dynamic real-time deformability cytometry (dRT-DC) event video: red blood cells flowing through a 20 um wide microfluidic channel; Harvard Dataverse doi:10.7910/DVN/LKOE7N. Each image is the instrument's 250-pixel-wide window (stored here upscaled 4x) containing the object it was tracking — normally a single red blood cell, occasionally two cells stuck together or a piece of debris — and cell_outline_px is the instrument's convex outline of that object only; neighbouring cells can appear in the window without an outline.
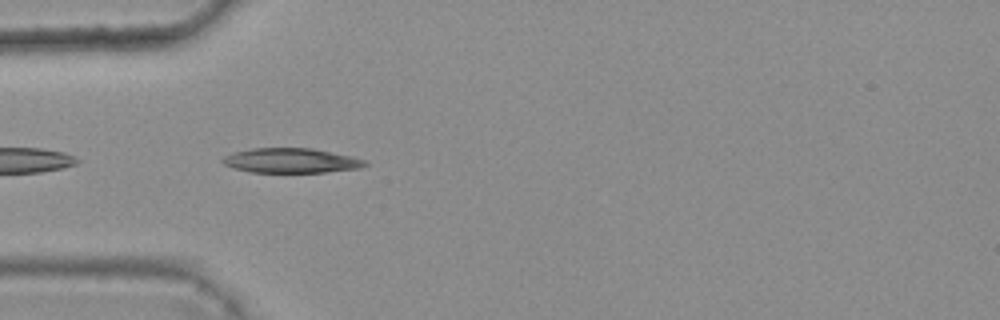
{"species": "common noctule bat (a hibernating species)", "species_latin": "Nyctalus noctula", "temperature_condition": "warm", "stored_images_in_passage": 5, "camera_frame_rate_fps": 3000, "um_per_image_px": 0.085, "animal": {"sex": "female", "body_mass_g": 25.1}, "frame": {"image": 1, "passage_image": 4, "time_ms": 1.0, "image_size_px": [1000, 320], "cell_outline_px": [[368, 164], [360, 168], [324, 172], [252, 172], [232, 168], [224, 164], [220, 160], [224, 156], [236, 152], [252, 148], [312, 148], [352, 156], [364, 160]], "centroid_in_image_um": [24.73, 13.65], "position_along_channel_um": 60.3, "area_um2": 20.4}}
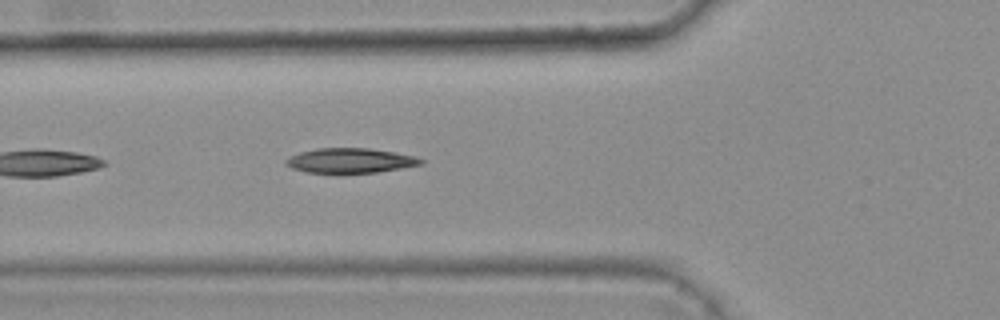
{"frame": {"image": 2, "passage_image": 5, "time_ms": 1.333, "image_size_px": [1000, 320], "cell_outline_px": [[424, 164], [376, 172], [304, 172], [292, 168], [284, 164], [284, 160], [288, 156], [300, 152], [316, 148], [368, 148], [416, 156], [424, 160]], "centroid_in_image_um": [29.73, 13.64], "position_along_channel_um": 96.1, "area_um2": 19.36}}